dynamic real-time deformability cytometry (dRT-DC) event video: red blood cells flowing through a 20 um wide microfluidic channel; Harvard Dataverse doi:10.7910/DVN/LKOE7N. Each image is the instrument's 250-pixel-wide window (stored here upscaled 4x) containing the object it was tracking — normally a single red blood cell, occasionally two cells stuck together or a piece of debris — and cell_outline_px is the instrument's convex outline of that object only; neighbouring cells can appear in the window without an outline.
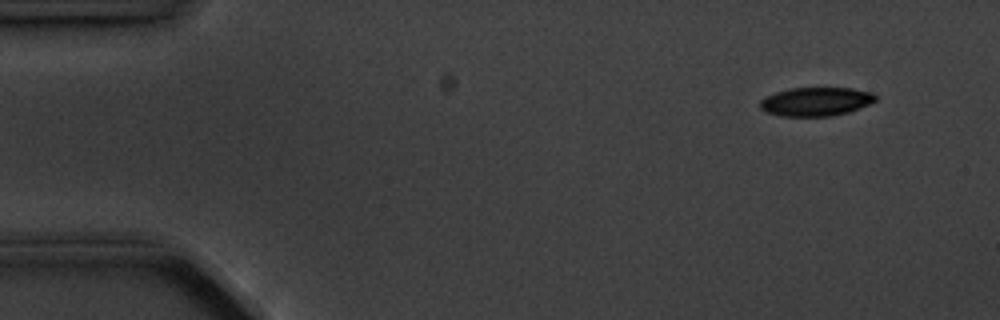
{"species": "common noctule bat (a hibernating species)", "species_latin": "Nyctalus noctula", "temperature_condition": "cold", "stored_images_in_passage": 5, "camera_frame_rate_fps": 3000, "um_per_image_px": 0.085, "animal": {"sex": "male", "body_mass_g": 20.1, "forearm_length_mm": 53.5}, "frame": {"image": 1, "passage_image": 2, "time_ms": 1.0, "image_size_px": [1000, 320], "cell_outline_px": [[876, 100], [868, 104], [848, 112], [832, 116], [780, 116], [764, 112], [760, 108], [760, 100], [764, 96], [788, 88], [852, 88], [872, 92], [876, 96]], "centroid_in_image_um": [69.3, 8.63], "position_along_channel_um": 15.7, "area_um2": 19.42}}